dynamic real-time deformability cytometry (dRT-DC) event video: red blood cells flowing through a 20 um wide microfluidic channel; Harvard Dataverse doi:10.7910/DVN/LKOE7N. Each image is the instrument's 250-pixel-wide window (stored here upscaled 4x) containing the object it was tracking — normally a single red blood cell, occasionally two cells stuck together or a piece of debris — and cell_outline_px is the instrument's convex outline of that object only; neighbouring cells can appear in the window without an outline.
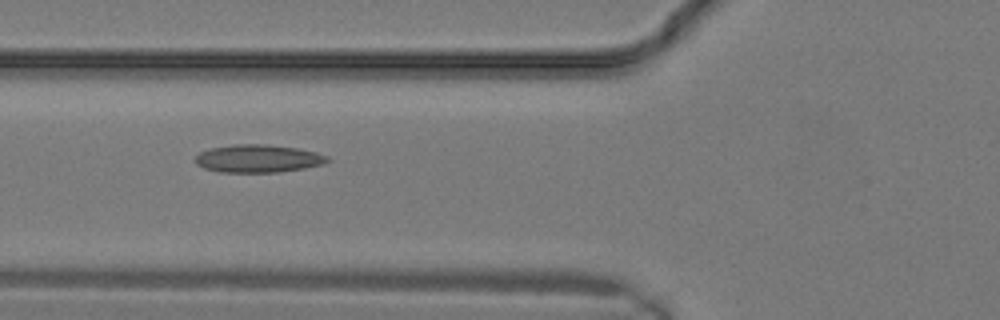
{"species": "common noctule bat (a hibernating species)", "species_latin": "Nyctalus noctula", "temperature_condition": "warm", "stored_images_in_passage": 15, "camera_frame_rate_fps": 3000, "um_per_image_px": 0.085, "animal": {"sex": "male", "body_mass_g": 19.2, "forearm_length_mm": 51.8}, "frame": {"image": 1, "passage_image": 9, "time_ms": 2.667, "image_size_px": [1000, 320], "cell_outline_px": [[332, 160], [324, 164], [304, 168], [280, 172], [220, 172], [204, 168], [196, 164], [196, 156], [200, 152], [212, 148], [236, 144], [264, 144], [296, 148], [316, 152], [328, 156]], "centroid_in_image_um": [21.97, 13.48], "position_along_channel_um": 103.8, "area_um2": 21.39}}
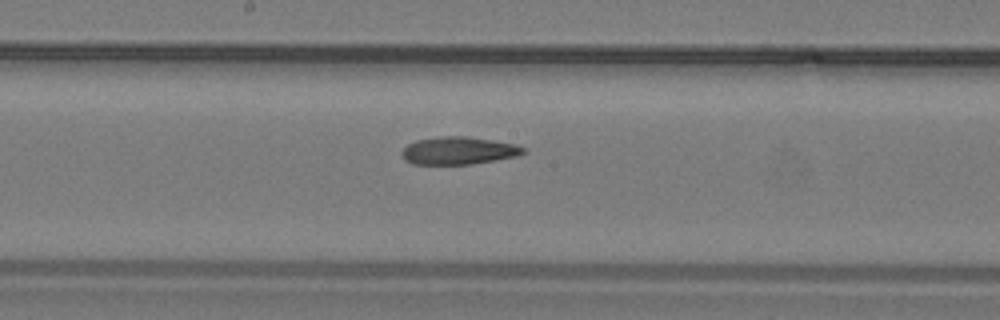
{"frame": {"image": 2, "passage_image": 13, "time_ms": 4.0, "image_size_px": [1000, 320], "cell_outline_px": [[524, 152], [516, 156], [496, 160], [472, 164], [412, 164], [404, 160], [400, 152], [408, 144], [416, 140], [436, 136], [464, 136], [492, 140], [512, 144], [524, 148]], "centroid_in_image_um": [38.9, 12.8], "position_along_channel_um": 209.3, "area_um2": 19.48}}
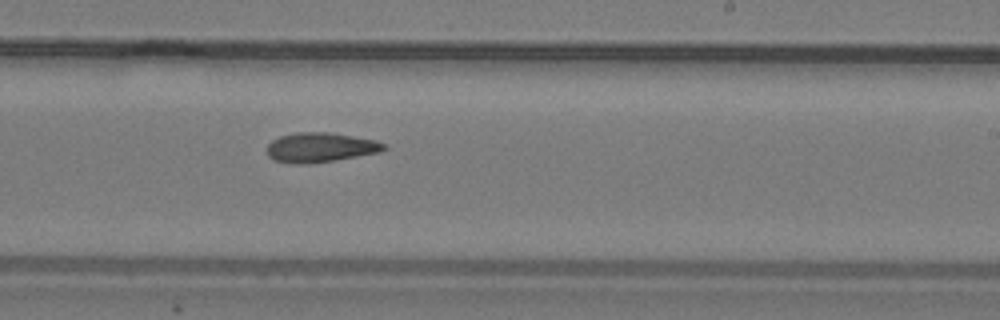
{"frame": {"image": 3, "passage_image": 15, "time_ms": 4.667, "image_size_px": [1000, 320], "cell_outline_px": [[388, 148], [380, 152], [308, 164], [292, 164], [272, 160], [268, 156], [268, 144], [272, 140], [280, 136], [296, 132], [328, 132], [376, 140], [384, 144]], "centroid_in_image_um": [27.2, 12.53], "position_along_channel_um": 261.8, "area_um2": 20.11}}